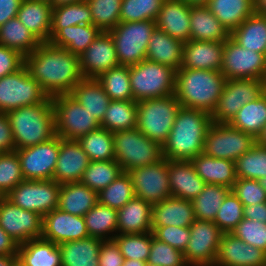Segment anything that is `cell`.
Listing matches in <instances>:
<instances>
[{
	"label": "cell",
	"instance_id": "1",
	"mask_svg": "<svg viewBox=\"0 0 266 266\" xmlns=\"http://www.w3.org/2000/svg\"><path fill=\"white\" fill-rule=\"evenodd\" d=\"M25 66L49 97L70 94L84 78L79 56L50 42L41 43L31 54L26 55Z\"/></svg>",
	"mask_w": 266,
	"mask_h": 266
},
{
	"label": "cell",
	"instance_id": "2",
	"mask_svg": "<svg viewBox=\"0 0 266 266\" xmlns=\"http://www.w3.org/2000/svg\"><path fill=\"white\" fill-rule=\"evenodd\" d=\"M211 123V114L208 112L181 106L162 145L163 158L191 160L203 153L206 132Z\"/></svg>",
	"mask_w": 266,
	"mask_h": 266
},
{
	"label": "cell",
	"instance_id": "3",
	"mask_svg": "<svg viewBox=\"0 0 266 266\" xmlns=\"http://www.w3.org/2000/svg\"><path fill=\"white\" fill-rule=\"evenodd\" d=\"M225 83L220 71L180 68L176 71L175 96L183 107L212 114Z\"/></svg>",
	"mask_w": 266,
	"mask_h": 266
},
{
	"label": "cell",
	"instance_id": "4",
	"mask_svg": "<svg viewBox=\"0 0 266 266\" xmlns=\"http://www.w3.org/2000/svg\"><path fill=\"white\" fill-rule=\"evenodd\" d=\"M6 115L12 130L15 150L43 143L56 135L52 97L40 104L9 111Z\"/></svg>",
	"mask_w": 266,
	"mask_h": 266
},
{
	"label": "cell",
	"instance_id": "5",
	"mask_svg": "<svg viewBox=\"0 0 266 266\" xmlns=\"http://www.w3.org/2000/svg\"><path fill=\"white\" fill-rule=\"evenodd\" d=\"M180 107L175 94L138 101L136 128L162 146L168 138Z\"/></svg>",
	"mask_w": 266,
	"mask_h": 266
},
{
	"label": "cell",
	"instance_id": "6",
	"mask_svg": "<svg viewBox=\"0 0 266 266\" xmlns=\"http://www.w3.org/2000/svg\"><path fill=\"white\" fill-rule=\"evenodd\" d=\"M133 100L164 97L175 94L176 70L147 59L129 67Z\"/></svg>",
	"mask_w": 266,
	"mask_h": 266
},
{
	"label": "cell",
	"instance_id": "7",
	"mask_svg": "<svg viewBox=\"0 0 266 266\" xmlns=\"http://www.w3.org/2000/svg\"><path fill=\"white\" fill-rule=\"evenodd\" d=\"M115 160L123 172L156 164L163 159L162 146L137 128L113 133Z\"/></svg>",
	"mask_w": 266,
	"mask_h": 266
},
{
	"label": "cell",
	"instance_id": "8",
	"mask_svg": "<svg viewBox=\"0 0 266 266\" xmlns=\"http://www.w3.org/2000/svg\"><path fill=\"white\" fill-rule=\"evenodd\" d=\"M156 28L153 20L119 22L108 31L113 39L119 65L133 66L146 59L148 42Z\"/></svg>",
	"mask_w": 266,
	"mask_h": 266
},
{
	"label": "cell",
	"instance_id": "9",
	"mask_svg": "<svg viewBox=\"0 0 266 266\" xmlns=\"http://www.w3.org/2000/svg\"><path fill=\"white\" fill-rule=\"evenodd\" d=\"M55 133L65 140H78L100 128V122L70 94L52 97Z\"/></svg>",
	"mask_w": 266,
	"mask_h": 266
},
{
	"label": "cell",
	"instance_id": "10",
	"mask_svg": "<svg viewBox=\"0 0 266 266\" xmlns=\"http://www.w3.org/2000/svg\"><path fill=\"white\" fill-rule=\"evenodd\" d=\"M49 96L24 65L17 72L0 78V112L45 102Z\"/></svg>",
	"mask_w": 266,
	"mask_h": 266
},
{
	"label": "cell",
	"instance_id": "11",
	"mask_svg": "<svg viewBox=\"0 0 266 266\" xmlns=\"http://www.w3.org/2000/svg\"><path fill=\"white\" fill-rule=\"evenodd\" d=\"M256 144L255 137L229 123H211L207 129L204 153L214 158L236 161Z\"/></svg>",
	"mask_w": 266,
	"mask_h": 266
},
{
	"label": "cell",
	"instance_id": "12",
	"mask_svg": "<svg viewBox=\"0 0 266 266\" xmlns=\"http://www.w3.org/2000/svg\"><path fill=\"white\" fill-rule=\"evenodd\" d=\"M61 185L50 180H24L5 197L18 207L40 216L58 208Z\"/></svg>",
	"mask_w": 266,
	"mask_h": 266
},
{
	"label": "cell",
	"instance_id": "13",
	"mask_svg": "<svg viewBox=\"0 0 266 266\" xmlns=\"http://www.w3.org/2000/svg\"><path fill=\"white\" fill-rule=\"evenodd\" d=\"M220 72L226 79L263 80L266 74V55L243 48L229 37L224 41Z\"/></svg>",
	"mask_w": 266,
	"mask_h": 266
},
{
	"label": "cell",
	"instance_id": "14",
	"mask_svg": "<svg viewBox=\"0 0 266 266\" xmlns=\"http://www.w3.org/2000/svg\"><path fill=\"white\" fill-rule=\"evenodd\" d=\"M264 93L263 80L226 79L217 106L211 114L213 123H229L241 107Z\"/></svg>",
	"mask_w": 266,
	"mask_h": 266
},
{
	"label": "cell",
	"instance_id": "15",
	"mask_svg": "<svg viewBox=\"0 0 266 266\" xmlns=\"http://www.w3.org/2000/svg\"><path fill=\"white\" fill-rule=\"evenodd\" d=\"M190 229V239L184 253L191 266H213L223 232L213 221L195 220Z\"/></svg>",
	"mask_w": 266,
	"mask_h": 266
},
{
	"label": "cell",
	"instance_id": "16",
	"mask_svg": "<svg viewBox=\"0 0 266 266\" xmlns=\"http://www.w3.org/2000/svg\"><path fill=\"white\" fill-rule=\"evenodd\" d=\"M128 174L136 197L152 205L171 197L166 158L156 164L134 168Z\"/></svg>",
	"mask_w": 266,
	"mask_h": 266
},
{
	"label": "cell",
	"instance_id": "17",
	"mask_svg": "<svg viewBox=\"0 0 266 266\" xmlns=\"http://www.w3.org/2000/svg\"><path fill=\"white\" fill-rule=\"evenodd\" d=\"M25 180L53 179L59 154V136L34 146L15 150Z\"/></svg>",
	"mask_w": 266,
	"mask_h": 266
},
{
	"label": "cell",
	"instance_id": "18",
	"mask_svg": "<svg viewBox=\"0 0 266 266\" xmlns=\"http://www.w3.org/2000/svg\"><path fill=\"white\" fill-rule=\"evenodd\" d=\"M43 217L0 197V227L19 245L42 237Z\"/></svg>",
	"mask_w": 266,
	"mask_h": 266
},
{
	"label": "cell",
	"instance_id": "19",
	"mask_svg": "<svg viewBox=\"0 0 266 266\" xmlns=\"http://www.w3.org/2000/svg\"><path fill=\"white\" fill-rule=\"evenodd\" d=\"M84 78H98L102 73L119 65L113 39L109 32H100L79 56Z\"/></svg>",
	"mask_w": 266,
	"mask_h": 266
},
{
	"label": "cell",
	"instance_id": "20",
	"mask_svg": "<svg viewBox=\"0 0 266 266\" xmlns=\"http://www.w3.org/2000/svg\"><path fill=\"white\" fill-rule=\"evenodd\" d=\"M89 237L84 216L72 215L59 208L45 214L42 222V238L57 245Z\"/></svg>",
	"mask_w": 266,
	"mask_h": 266
},
{
	"label": "cell",
	"instance_id": "21",
	"mask_svg": "<svg viewBox=\"0 0 266 266\" xmlns=\"http://www.w3.org/2000/svg\"><path fill=\"white\" fill-rule=\"evenodd\" d=\"M213 266H266V252L223 233Z\"/></svg>",
	"mask_w": 266,
	"mask_h": 266
},
{
	"label": "cell",
	"instance_id": "22",
	"mask_svg": "<svg viewBox=\"0 0 266 266\" xmlns=\"http://www.w3.org/2000/svg\"><path fill=\"white\" fill-rule=\"evenodd\" d=\"M90 160L78 141L59 137V154L53 180L58 184L80 182Z\"/></svg>",
	"mask_w": 266,
	"mask_h": 266
},
{
	"label": "cell",
	"instance_id": "23",
	"mask_svg": "<svg viewBox=\"0 0 266 266\" xmlns=\"http://www.w3.org/2000/svg\"><path fill=\"white\" fill-rule=\"evenodd\" d=\"M168 176L171 196L189 201H193L206 184L190 160H168Z\"/></svg>",
	"mask_w": 266,
	"mask_h": 266
},
{
	"label": "cell",
	"instance_id": "24",
	"mask_svg": "<svg viewBox=\"0 0 266 266\" xmlns=\"http://www.w3.org/2000/svg\"><path fill=\"white\" fill-rule=\"evenodd\" d=\"M191 5L183 0H165L155 21L156 28L186 43L190 40Z\"/></svg>",
	"mask_w": 266,
	"mask_h": 266
},
{
	"label": "cell",
	"instance_id": "25",
	"mask_svg": "<svg viewBox=\"0 0 266 266\" xmlns=\"http://www.w3.org/2000/svg\"><path fill=\"white\" fill-rule=\"evenodd\" d=\"M224 41L189 40L183 45L181 68L220 71Z\"/></svg>",
	"mask_w": 266,
	"mask_h": 266
},
{
	"label": "cell",
	"instance_id": "26",
	"mask_svg": "<svg viewBox=\"0 0 266 266\" xmlns=\"http://www.w3.org/2000/svg\"><path fill=\"white\" fill-rule=\"evenodd\" d=\"M196 220L192 201L168 197L152 208V229L161 226L190 227Z\"/></svg>",
	"mask_w": 266,
	"mask_h": 266
},
{
	"label": "cell",
	"instance_id": "27",
	"mask_svg": "<svg viewBox=\"0 0 266 266\" xmlns=\"http://www.w3.org/2000/svg\"><path fill=\"white\" fill-rule=\"evenodd\" d=\"M153 205L134 197L117 210L119 234H143L152 232Z\"/></svg>",
	"mask_w": 266,
	"mask_h": 266
},
{
	"label": "cell",
	"instance_id": "28",
	"mask_svg": "<svg viewBox=\"0 0 266 266\" xmlns=\"http://www.w3.org/2000/svg\"><path fill=\"white\" fill-rule=\"evenodd\" d=\"M190 161L206 184L223 185L231 189L237 181L235 161L214 158L204 152Z\"/></svg>",
	"mask_w": 266,
	"mask_h": 266
},
{
	"label": "cell",
	"instance_id": "29",
	"mask_svg": "<svg viewBox=\"0 0 266 266\" xmlns=\"http://www.w3.org/2000/svg\"><path fill=\"white\" fill-rule=\"evenodd\" d=\"M184 43L155 28L148 42L146 59L179 70L183 61Z\"/></svg>",
	"mask_w": 266,
	"mask_h": 266
},
{
	"label": "cell",
	"instance_id": "30",
	"mask_svg": "<svg viewBox=\"0 0 266 266\" xmlns=\"http://www.w3.org/2000/svg\"><path fill=\"white\" fill-rule=\"evenodd\" d=\"M17 18L41 43L50 41L52 7L49 3L23 0Z\"/></svg>",
	"mask_w": 266,
	"mask_h": 266
},
{
	"label": "cell",
	"instance_id": "31",
	"mask_svg": "<svg viewBox=\"0 0 266 266\" xmlns=\"http://www.w3.org/2000/svg\"><path fill=\"white\" fill-rule=\"evenodd\" d=\"M229 37V31L206 5L191 6L190 40L222 42Z\"/></svg>",
	"mask_w": 266,
	"mask_h": 266
},
{
	"label": "cell",
	"instance_id": "32",
	"mask_svg": "<svg viewBox=\"0 0 266 266\" xmlns=\"http://www.w3.org/2000/svg\"><path fill=\"white\" fill-rule=\"evenodd\" d=\"M98 202V192L81 182L61 184L58 208L64 212L84 216Z\"/></svg>",
	"mask_w": 266,
	"mask_h": 266
},
{
	"label": "cell",
	"instance_id": "33",
	"mask_svg": "<svg viewBox=\"0 0 266 266\" xmlns=\"http://www.w3.org/2000/svg\"><path fill=\"white\" fill-rule=\"evenodd\" d=\"M102 241L89 236L59 244L62 266H99V250Z\"/></svg>",
	"mask_w": 266,
	"mask_h": 266
},
{
	"label": "cell",
	"instance_id": "34",
	"mask_svg": "<svg viewBox=\"0 0 266 266\" xmlns=\"http://www.w3.org/2000/svg\"><path fill=\"white\" fill-rule=\"evenodd\" d=\"M70 95L99 122L102 121L110 98L97 79L83 78L74 86Z\"/></svg>",
	"mask_w": 266,
	"mask_h": 266
},
{
	"label": "cell",
	"instance_id": "35",
	"mask_svg": "<svg viewBox=\"0 0 266 266\" xmlns=\"http://www.w3.org/2000/svg\"><path fill=\"white\" fill-rule=\"evenodd\" d=\"M18 259L25 266H62L58 245L42 237L20 244Z\"/></svg>",
	"mask_w": 266,
	"mask_h": 266
},
{
	"label": "cell",
	"instance_id": "36",
	"mask_svg": "<svg viewBox=\"0 0 266 266\" xmlns=\"http://www.w3.org/2000/svg\"><path fill=\"white\" fill-rule=\"evenodd\" d=\"M206 6L229 33L255 12L254 0H208Z\"/></svg>",
	"mask_w": 266,
	"mask_h": 266
},
{
	"label": "cell",
	"instance_id": "37",
	"mask_svg": "<svg viewBox=\"0 0 266 266\" xmlns=\"http://www.w3.org/2000/svg\"><path fill=\"white\" fill-rule=\"evenodd\" d=\"M230 37L243 48L266 55V16L254 12Z\"/></svg>",
	"mask_w": 266,
	"mask_h": 266
},
{
	"label": "cell",
	"instance_id": "38",
	"mask_svg": "<svg viewBox=\"0 0 266 266\" xmlns=\"http://www.w3.org/2000/svg\"><path fill=\"white\" fill-rule=\"evenodd\" d=\"M100 32L93 24L72 25L62 28L49 42L80 56Z\"/></svg>",
	"mask_w": 266,
	"mask_h": 266
},
{
	"label": "cell",
	"instance_id": "39",
	"mask_svg": "<svg viewBox=\"0 0 266 266\" xmlns=\"http://www.w3.org/2000/svg\"><path fill=\"white\" fill-rule=\"evenodd\" d=\"M84 221L90 237L106 241L118 234L117 210L99 202L84 215Z\"/></svg>",
	"mask_w": 266,
	"mask_h": 266
},
{
	"label": "cell",
	"instance_id": "40",
	"mask_svg": "<svg viewBox=\"0 0 266 266\" xmlns=\"http://www.w3.org/2000/svg\"><path fill=\"white\" fill-rule=\"evenodd\" d=\"M0 44L17 50L25 57L31 54L41 42L15 17L0 26Z\"/></svg>",
	"mask_w": 266,
	"mask_h": 266
},
{
	"label": "cell",
	"instance_id": "41",
	"mask_svg": "<svg viewBox=\"0 0 266 266\" xmlns=\"http://www.w3.org/2000/svg\"><path fill=\"white\" fill-rule=\"evenodd\" d=\"M229 124L256 138L266 125V94L243 105Z\"/></svg>",
	"mask_w": 266,
	"mask_h": 266
},
{
	"label": "cell",
	"instance_id": "42",
	"mask_svg": "<svg viewBox=\"0 0 266 266\" xmlns=\"http://www.w3.org/2000/svg\"><path fill=\"white\" fill-rule=\"evenodd\" d=\"M137 125V102L134 100H110L100 127L112 133L135 129Z\"/></svg>",
	"mask_w": 266,
	"mask_h": 266
},
{
	"label": "cell",
	"instance_id": "43",
	"mask_svg": "<svg viewBox=\"0 0 266 266\" xmlns=\"http://www.w3.org/2000/svg\"><path fill=\"white\" fill-rule=\"evenodd\" d=\"M81 24H93L92 13L86 0L53 8L50 40L62 28Z\"/></svg>",
	"mask_w": 266,
	"mask_h": 266
},
{
	"label": "cell",
	"instance_id": "44",
	"mask_svg": "<svg viewBox=\"0 0 266 266\" xmlns=\"http://www.w3.org/2000/svg\"><path fill=\"white\" fill-rule=\"evenodd\" d=\"M230 191V188L223 185L205 184L203 190L192 201L195 218L214 221L217 211Z\"/></svg>",
	"mask_w": 266,
	"mask_h": 266
},
{
	"label": "cell",
	"instance_id": "45",
	"mask_svg": "<svg viewBox=\"0 0 266 266\" xmlns=\"http://www.w3.org/2000/svg\"><path fill=\"white\" fill-rule=\"evenodd\" d=\"M88 155L90 161H108L115 159L113 133L98 128L77 140Z\"/></svg>",
	"mask_w": 266,
	"mask_h": 266
},
{
	"label": "cell",
	"instance_id": "46",
	"mask_svg": "<svg viewBox=\"0 0 266 266\" xmlns=\"http://www.w3.org/2000/svg\"><path fill=\"white\" fill-rule=\"evenodd\" d=\"M103 86L110 100H133L130 85L129 66L118 65L102 73L96 78Z\"/></svg>",
	"mask_w": 266,
	"mask_h": 266
},
{
	"label": "cell",
	"instance_id": "47",
	"mask_svg": "<svg viewBox=\"0 0 266 266\" xmlns=\"http://www.w3.org/2000/svg\"><path fill=\"white\" fill-rule=\"evenodd\" d=\"M122 172L121 166L115 159L108 161H90L80 182L99 193Z\"/></svg>",
	"mask_w": 266,
	"mask_h": 266
},
{
	"label": "cell",
	"instance_id": "48",
	"mask_svg": "<svg viewBox=\"0 0 266 266\" xmlns=\"http://www.w3.org/2000/svg\"><path fill=\"white\" fill-rule=\"evenodd\" d=\"M134 197V187L128 172H122L113 182L98 193L100 204L116 210L122 208Z\"/></svg>",
	"mask_w": 266,
	"mask_h": 266
},
{
	"label": "cell",
	"instance_id": "49",
	"mask_svg": "<svg viewBox=\"0 0 266 266\" xmlns=\"http://www.w3.org/2000/svg\"><path fill=\"white\" fill-rule=\"evenodd\" d=\"M237 178L260 180L266 177V148L255 144L235 161Z\"/></svg>",
	"mask_w": 266,
	"mask_h": 266
},
{
	"label": "cell",
	"instance_id": "50",
	"mask_svg": "<svg viewBox=\"0 0 266 266\" xmlns=\"http://www.w3.org/2000/svg\"><path fill=\"white\" fill-rule=\"evenodd\" d=\"M125 260L147 262L150 254L152 232L143 234H117L113 239Z\"/></svg>",
	"mask_w": 266,
	"mask_h": 266
},
{
	"label": "cell",
	"instance_id": "51",
	"mask_svg": "<svg viewBox=\"0 0 266 266\" xmlns=\"http://www.w3.org/2000/svg\"><path fill=\"white\" fill-rule=\"evenodd\" d=\"M91 13L93 25L102 32H108L120 22L122 0H86Z\"/></svg>",
	"mask_w": 266,
	"mask_h": 266
},
{
	"label": "cell",
	"instance_id": "52",
	"mask_svg": "<svg viewBox=\"0 0 266 266\" xmlns=\"http://www.w3.org/2000/svg\"><path fill=\"white\" fill-rule=\"evenodd\" d=\"M165 0H122L120 22L156 21Z\"/></svg>",
	"mask_w": 266,
	"mask_h": 266
},
{
	"label": "cell",
	"instance_id": "53",
	"mask_svg": "<svg viewBox=\"0 0 266 266\" xmlns=\"http://www.w3.org/2000/svg\"><path fill=\"white\" fill-rule=\"evenodd\" d=\"M24 180L16 151L0 153V197H5Z\"/></svg>",
	"mask_w": 266,
	"mask_h": 266
},
{
	"label": "cell",
	"instance_id": "54",
	"mask_svg": "<svg viewBox=\"0 0 266 266\" xmlns=\"http://www.w3.org/2000/svg\"><path fill=\"white\" fill-rule=\"evenodd\" d=\"M243 210L242 202L230 191L217 211L213 222L223 233H231L244 218Z\"/></svg>",
	"mask_w": 266,
	"mask_h": 266
},
{
	"label": "cell",
	"instance_id": "55",
	"mask_svg": "<svg viewBox=\"0 0 266 266\" xmlns=\"http://www.w3.org/2000/svg\"><path fill=\"white\" fill-rule=\"evenodd\" d=\"M148 266H186L184 253L156 239L152 233V242Z\"/></svg>",
	"mask_w": 266,
	"mask_h": 266
},
{
	"label": "cell",
	"instance_id": "56",
	"mask_svg": "<svg viewBox=\"0 0 266 266\" xmlns=\"http://www.w3.org/2000/svg\"><path fill=\"white\" fill-rule=\"evenodd\" d=\"M231 234L246 244L266 252V223L243 218Z\"/></svg>",
	"mask_w": 266,
	"mask_h": 266
},
{
	"label": "cell",
	"instance_id": "57",
	"mask_svg": "<svg viewBox=\"0 0 266 266\" xmlns=\"http://www.w3.org/2000/svg\"><path fill=\"white\" fill-rule=\"evenodd\" d=\"M231 191L243 206L266 202V190L261 186L259 180L237 178Z\"/></svg>",
	"mask_w": 266,
	"mask_h": 266
},
{
	"label": "cell",
	"instance_id": "58",
	"mask_svg": "<svg viewBox=\"0 0 266 266\" xmlns=\"http://www.w3.org/2000/svg\"><path fill=\"white\" fill-rule=\"evenodd\" d=\"M153 236L175 249L184 252L190 239L189 227L161 226L152 229Z\"/></svg>",
	"mask_w": 266,
	"mask_h": 266
},
{
	"label": "cell",
	"instance_id": "59",
	"mask_svg": "<svg viewBox=\"0 0 266 266\" xmlns=\"http://www.w3.org/2000/svg\"><path fill=\"white\" fill-rule=\"evenodd\" d=\"M25 65V57L15 49L0 44V78L15 73Z\"/></svg>",
	"mask_w": 266,
	"mask_h": 266
},
{
	"label": "cell",
	"instance_id": "60",
	"mask_svg": "<svg viewBox=\"0 0 266 266\" xmlns=\"http://www.w3.org/2000/svg\"><path fill=\"white\" fill-rule=\"evenodd\" d=\"M99 266H123L125 258L114 240L102 241L99 250Z\"/></svg>",
	"mask_w": 266,
	"mask_h": 266
},
{
	"label": "cell",
	"instance_id": "61",
	"mask_svg": "<svg viewBox=\"0 0 266 266\" xmlns=\"http://www.w3.org/2000/svg\"><path fill=\"white\" fill-rule=\"evenodd\" d=\"M15 151L14 140L9 120L0 112V153Z\"/></svg>",
	"mask_w": 266,
	"mask_h": 266
},
{
	"label": "cell",
	"instance_id": "62",
	"mask_svg": "<svg viewBox=\"0 0 266 266\" xmlns=\"http://www.w3.org/2000/svg\"><path fill=\"white\" fill-rule=\"evenodd\" d=\"M23 0H0V26L10 19L17 17Z\"/></svg>",
	"mask_w": 266,
	"mask_h": 266
},
{
	"label": "cell",
	"instance_id": "63",
	"mask_svg": "<svg viewBox=\"0 0 266 266\" xmlns=\"http://www.w3.org/2000/svg\"><path fill=\"white\" fill-rule=\"evenodd\" d=\"M244 218L266 223V202L244 206Z\"/></svg>",
	"mask_w": 266,
	"mask_h": 266
},
{
	"label": "cell",
	"instance_id": "64",
	"mask_svg": "<svg viewBox=\"0 0 266 266\" xmlns=\"http://www.w3.org/2000/svg\"><path fill=\"white\" fill-rule=\"evenodd\" d=\"M19 244L0 227V255L18 256Z\"/></svg>",
	"mask_w": 266,
	"mask_h": 266
},
{
	"label": "cell",
	"instance_id": "65",
	"mask_svg": "<svg viewBox=\"0 0 266 266\" xmlns=\"http://www.w3.org/2000/svg\"><path fill=\"white\" fill-rule=\"evenodd\" d=\"M18 256L0 255V266H13Z\"/></svg>",
	"mask_w": 266,
	"mask_h": 266
},
{
	"label": "cell",
	"instance_id": "66",
	"mask_svg": "<svg viewBox=\"0 0 266 266\" xmlns=\"http://www.w3.org/2000/svg\"><path fill=\"white\" fill-rule=\"evenodd\" d=\"M255 13L266 16V0H254Z\"/></svg>",
	"mask_w": 266,
	"mask_h": 266
},
{
	"label": "cell",
	"instance_id": "67",
	"mask_svg": "<svg viewBox=\"0 0 266 266\" xmlns=\"http://www.w3.org/2000/svg\"><path fill=\"white\" fill-rule=\"evenodd\" d=\"M255 140H256L257 145H259L260 147L266 148V125L257 135Z\"/></svg>",
	"mask_w": 266,
	"mask_h": 266
},
{
	"label": "cell",
	"instance_id": "68",
	"mask_svg": "<svg viewBox=\"0 0 266 266\" xmlns=\"http://www.w3.org/2000/svg\"><path fill=\"white\" fill-rule=\"evenodd\" d=\"M79 1H84V0H50L49 4L51 5L52 9L62 6V5H67Z\"/></svg>",
	"mask_w": 266,
	"mask_h": 266
},
{
	"label": "cell",
	"instance_id": "69",
	"mask_svg": "<svg viewBox=\"0 0 266 266\" xmlns=\"http://www.w3.org/2000/svg\"><path fill=\"white\" fill-rule=\"evenodd\" d=\"M123 266H148L147 262L141 260H125Z\"/></svg>",
	"mask_w": 266,
	"mask_h": 266
},
{
	"label": "cell",
	"instance_id": "70",
	"mask_svg": "<svg viewBox=\"0 0 266 266\" xmlns=\"http://www.w3.org/2000/svg\"><path fill=\"white\" fill-rule=\"evenodd\" d=\"M183 1L191 6L206 5L208 2V0H183Z\"/></svg>",
	"mask_w": 266,
	"mask_h": 266
},
{
	"label": "cell",
	"instance_id": "71",
	"mask_svg": "<svg viewBox=\"0 0 266 266\" xmlns=\"http://www.w3.org/2000/svg\"><path fill=\"white\" fill-rule=\"evenodd\" d=\"M261 186L266 190V177L259 180Z\"/></svg>",
	"mask_w": 266,
	"mask_h": 266
},
{
	"label": "cell",
	"instance_id": "72",
	"mask_svg": "<svg viewBox=\"0 0 266 266\" xmlns=\"http://www.w3.org/2000/svg\"><path fill=\"white\" fill-rule=\"evenodd\" d=\"M13 266H25V265H24L19 259H17V260L14 262Z\"/></svg>",
	"mask_w": 266,
	"mask_h": 266
},
{
	"label": "cell",
	"instance_id": "73",
	"mask_svg": "<svg viewBox=\"0 0 266 266\" xmlns=\"http://www.w3.org/2000/svg\"><path fill=\"white\" fill-rule=\"evenodd\" d=\"M263 89H264V93L266 94V74L263 78Z\"/></svg>",
	"mask_w": 266,
	"mask_h": 266
},
{
	"label": "cell",
	"instance_id": "74",
	"mask_svg": "<svg viewBox=\"0 0 266 266\" xmlns=\"http://www.w3.org/2000/svg\"><path fill=\"white\" fill-rule=\"evenodd\" d=\"M36 1H44V2H47V3L50 2V0H36Z\"/></svg>",
	"mask_w": 266,
	"mask_h": 266
}]
</instances>
